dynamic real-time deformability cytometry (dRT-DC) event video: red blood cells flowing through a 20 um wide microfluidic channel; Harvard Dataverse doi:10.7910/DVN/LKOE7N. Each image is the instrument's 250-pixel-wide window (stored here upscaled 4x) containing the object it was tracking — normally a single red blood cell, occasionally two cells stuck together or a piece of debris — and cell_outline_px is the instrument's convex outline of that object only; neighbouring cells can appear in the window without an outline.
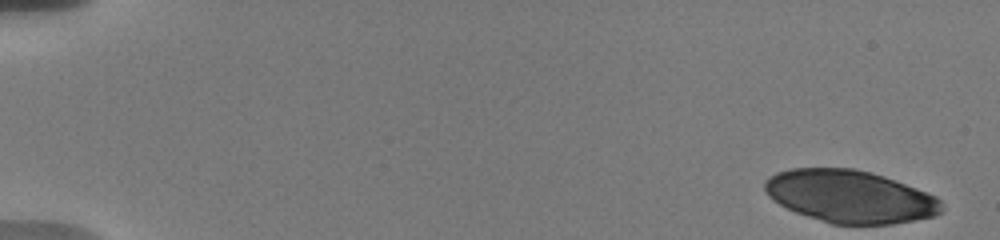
{"species": "human", "species_latin": "Homo sapiens", "temperature_condition": "warm", "stored_images_in_passage": 38, "camera_frame_rate_fps": 3000, "um_per_image_px": 0.085, "donor": {"sex": "male"}, "frame": {"image": 1, "passage_image": 1, "time_ms": 0.0, "image_size_px": [1000, 240], "cell_outline_px": [[944, 208], [940, 212], [932, 216], [916, 220], [892, 224], [832, 224], [796, 212], [772, 200], [764, 192], [764, 180], [768, 176], [776, 172], [792, 168], [852, 168], [872, 172], [884, 176], [916, 188], [936, 196], [944, 204]], "centroid_in_image_um": [72.23, 16.69], "position_along_channel_um": 12.8, "area_um2": 54.27}}
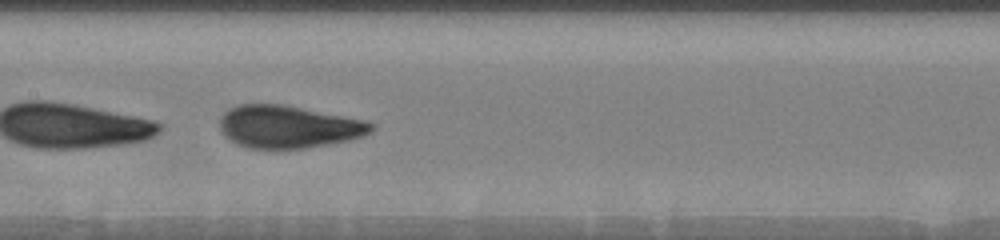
{"frame": {"image": 2, "passage_image": 20, "time_ms": 9.333, "image_size_px": [1000, 240], "cell_outline_px": [[376, 124], [372, 132], [364, 136], [348, 140], [328, 144], [304, 148], [248, 148], [236, 144], [228, 140], [220, 132], [220, 116], [228, 108], [236, 104], [280, 104], [368, 120]], "centroid_in_image_um": [24.5, 10.77], "position_along_channel_um": 182.9, "area_um2": 37.92}}
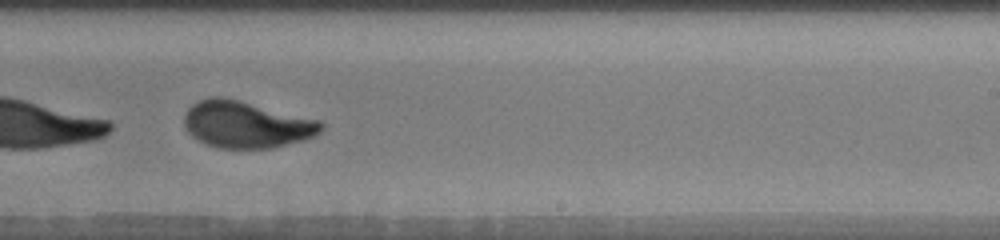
{"frame": {"image": 3, "passage_image": 25, "time_ms": 11.667, "image_size_px": [1000, 240], "cell_outline_px": [[324, 128], [320, 132], [304, 140], [272, 148], [216, 148], [192, 136], [188, 132], [184, 124], [184, 112], [192, 104], [208, 96], [224, 96], [320, 120], [324, 124]], "centroid_in_image_um": [20.92, 10.57], "position_along_channel_um": 268.1, "area_um2": 37.51}, "authors_computed_cell_mechanics": {"area_um2": 38.4081, "velocity_mm_per_s": 3.6614, "shape_relaxation_time_tau1_ms": 3.6379, "shape_relaxation_time_tau2_ms": null, "deformation_change_tau1": 0.1805, "deformation_change_tau2": null}}